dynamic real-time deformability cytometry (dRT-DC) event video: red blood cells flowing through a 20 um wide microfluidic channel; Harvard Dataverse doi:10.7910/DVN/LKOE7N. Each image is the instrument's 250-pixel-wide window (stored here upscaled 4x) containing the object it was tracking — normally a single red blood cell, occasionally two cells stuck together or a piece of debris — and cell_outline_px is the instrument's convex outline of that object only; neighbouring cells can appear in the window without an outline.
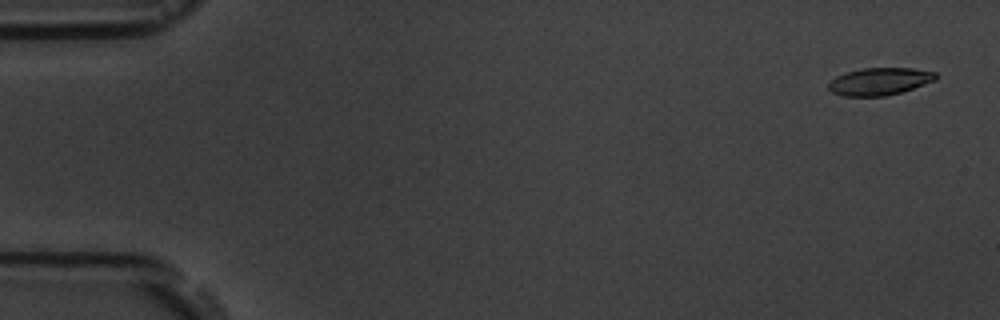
{"species": "common noctule bat (a hibernating species)", "species_latin": "Nyctalus noctula", "temperature_condition": "room temperature", "stored_images_in_passage": 4, "camera_frame_rate_fps": 3000, "um_per_image_px": 0.085, "animal": {"sex": "male", "body_mass_g": 19.5, "forearm_length_mm": 54.6}, "frame": {"image": 1, "passage_image": 1, "time_ms": 0.0, "image_size_px": [1000, 320], "cell_outline_px": [[936, 80], [900, 92], [884, 96], [844, 96], [832, 92], [828, 88], [828, 84], [836, 76], [860, 68], [912, 68], [936, 72]], "centroid_in_image_um": [74.75, 6.91], "position_along_channel_um": 10.2, "area_um2": 16.94}}
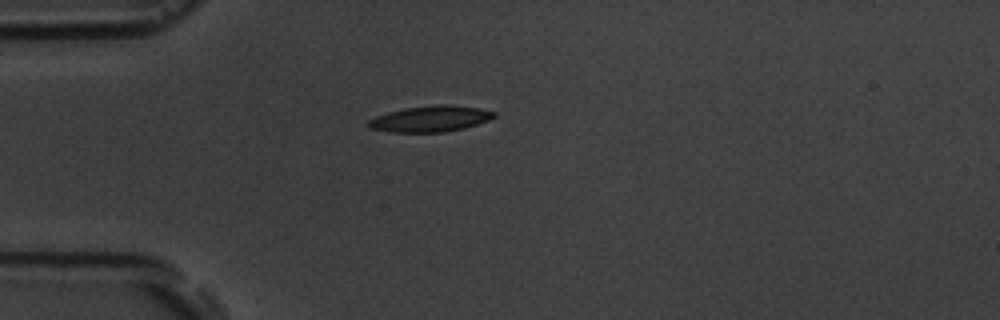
{"frame": {"image": 2, "passage_image": 4, "time_ms": 4.333, "image_size_px": [1000, 320], "cell_outline_px": [[496, 116], [488, 120], [464, 128], [444, 132], [392, 132], [368, 128], [368, 120], [376, 116], [388, 112], [404, 108], [436, 104], [448, 104], [480, 108], [496, 112]], "centroid_in_image_um": [36.58, 10.09], "position_along_channel_um": 48.4, "area_um2": 19.07}}